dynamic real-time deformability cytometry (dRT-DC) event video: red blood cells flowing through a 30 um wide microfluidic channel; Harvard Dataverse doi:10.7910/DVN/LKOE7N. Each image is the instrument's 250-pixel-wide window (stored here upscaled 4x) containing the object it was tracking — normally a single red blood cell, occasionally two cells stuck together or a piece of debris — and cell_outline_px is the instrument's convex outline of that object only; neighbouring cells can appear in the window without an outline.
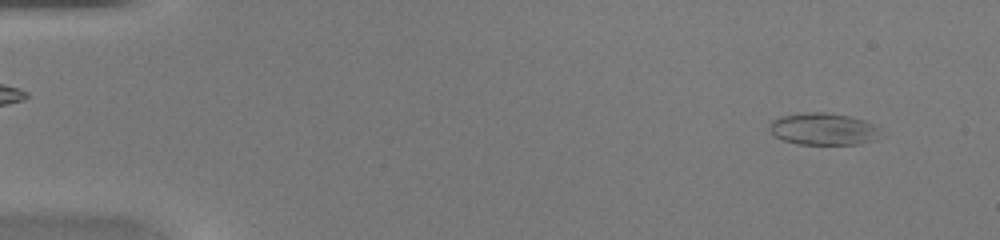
{"species": "common noctule bat (a hibernating species)", "species_latin": "Nyctalus noctula", "temperature_condition": "warm", "stored_images_in_passage": 49, "camera_frame_rate_fps": 3000, "um_per_image_px": 0.085, "animal": {"sex": "female", "body_mass_g": 20.0, "forearm_length_mm": 54.0}, "frame": {"image": 1, "passage_image": 4, "time_ms": 1.0, "image_size_px": [1000, 240], "cell_outline_px": [[880, 128], [876, 140], [860, 144], [800, 144], [784, 140], [776, 136], [768, 128], [768, 124], [772, 120], [780, 116], [796, 112], [828, 112], [848, 116], [864, 120], [876, 124]], "centroid_in_image_um": [69.98, 10.95], "position_along_channel_um": 15.0, "area_um2": 20.98}}
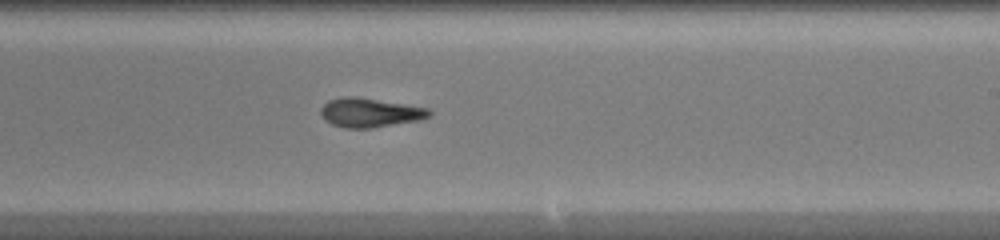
{"frame": {"image": 2, "passage_image": 30, "time_ms": 9.667, "image_size_px": [1000, 240], "cell_outline_px": [[432, 112], [428, 116], [420, 120], [372, 128], [344, 128], [332, 124], [324, 120], [320, 112], [320, 108], [328, 100], [344, 96], [356, 96], [432, 108]], "centroid_in_image_um": [31.45, 9.56], "position_along_channel_um": 257.6, "area_um2": 18.67}}
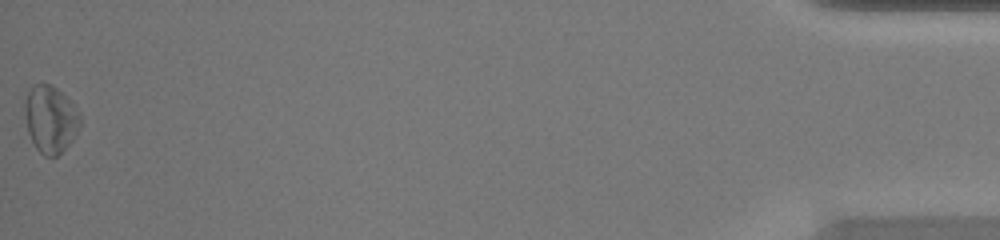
{"frame": {"image": 3, "passage_image": 49, "time_ms": 16.0, "image_size_px": [1000, 240], "cell_outline_px": [[80, 128], [72, 140], [56, 156], [44, 156], [36, 148], [28, 132], [24, 108], [24, 104], [28, 92], [36, 84], [52, 84], [80, 112]], "centroid_in_image_um": [4.29, 10.14], "position_along_channel_um": 430.9, "area_um2": 21.27}, "authors_computed_cell_mechanics": {"area_um2": 19.0162, "velocity_mm_per_s": 4.235, "shape_relaxation_time_tau1_ms": 5.521, "shape_relaxation_time_tau2_ms": 3.4554, "deformation_change_tau1": 0.1728, "deformation_change_tau2": 0.1288}}